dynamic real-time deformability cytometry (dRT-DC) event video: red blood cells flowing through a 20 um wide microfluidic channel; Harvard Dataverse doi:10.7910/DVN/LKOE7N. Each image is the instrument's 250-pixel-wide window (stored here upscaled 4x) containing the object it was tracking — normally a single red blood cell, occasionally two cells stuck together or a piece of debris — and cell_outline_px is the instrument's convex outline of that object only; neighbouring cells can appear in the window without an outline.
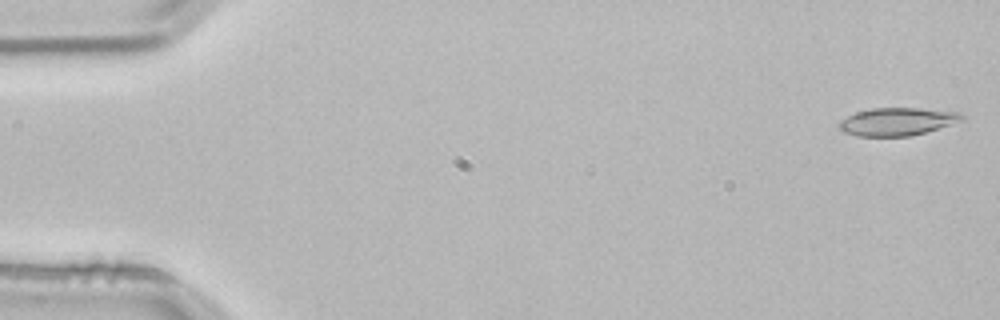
{"species": "common noctule bat (a hibernating species)", "species_latin": "Nyctalus noctula", "temperature_condition": "room temperature", "stored_images_in_passage": 4, "camera_frame_rate_fps": 3000, "um_per_image_px": 0.085, "animal": {"sex": "male", "body_mass_g": 21.5, "forearm_length_mm": 52.0}, "frame": {"image": 1, "passage_image": 1, "time_ms": 0.0, "image_size_px": [1000, 320], "cell_outline_px": [[964, 120], [924, 132], [908, 136], [856, 136], [844, 132], [836, 124], [840, 120], [856, 112], [872, 108], [920, 108], [960, 112], [964, 116]], "centroid_in_image_um": [76.24, 10.33], "position_along_channel_um": 8.8, "area_um2": 19.83}}
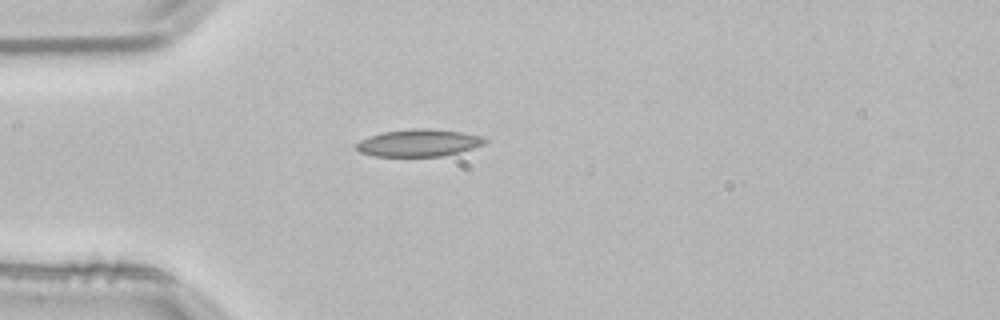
{"frame": {"image": 2, "passage_image": 4, "time_ms": 1.0, "image_size_px": [1000, 320], "cell_outline_px": [[488, 140], [484, 144], [460, 152], [444, 156], [376, 156], [360, 152], [356, 148], [356, 144], [360, 140], [368, 136], [384, 132], [412, 128], [432, 128], [460, 132], [484, 136]], "centroid_in_image_um": [35.62, 12.14], "position_along_channel_um": 49.4, "area_um2": 20.46}}